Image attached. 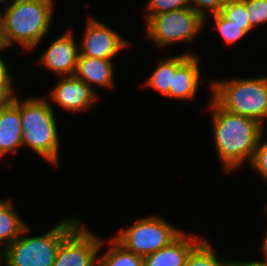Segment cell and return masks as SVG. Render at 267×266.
<instances>
[{
  "label": "cell",
  "instance_id": "obj_31",
  "mask_svg": "<svg viewBox=\"0 0 267 266\" xmlns=\"http://www.w3.org/2000/svg\"><path fill=\"white\" fill-rule=\"evenodd\" d=\"M16 1H21V0H11V2H10V3H12V2H16Z\"/></svg>",
  "mask_w": 267,
  "mask_h": 266
},
{
  "label": "cell",
  "instance_id": "obj_6",
  "mask_svg": "<svg viewBox=\"0 0 267 266\" xmlns=\"http://www.w3.org/2000/svg\"><path fill=\"white\" fill-rule=\"evenodd\" d=\"M182 232L161 216L150 215L137 219L113 238L126 250L145 257L166 247Z\"/></svg>",
  "mask_w": 267,
  "mask_h": 266
},
{
  "label": "cell",
  "instance_id": "obj_2",
  "mask_svg": "<svg viewBox=\"0 0 267 266\" xmlns=\"http://www.w3.org/2000/svg\"><path fill=\"white\" fill-rule=\"evenodd\" d=\"M5 6L0 12L2 46L8 48L17 42L27 51L34 49L52 23L53 0H21Z\"/></svg>",
  "mask_w": 267,
  "mask_h": 266
},
{
  "label": "cell",
  "instance_id": "obj_15",
  "mask_svg": "<svg viewBox=\"0 0 267 266\" xmlns=\"http://www.w3.org/2000/svg\"><path fill=\"white\" fill-rule=\"evenodd\" d=\"M112 59L87 57L79 54L74 76L85 82L91 89L93 85L105 88L114 86V66Z\"/></svg>",
  "mask_w": 267,
  "mask_h": 266
},
{
  "label": "cell",
  "instance_id": "obj_26",
  "mask_svg": "<svg viewBox=\"0 0 267 266\" xmlns=\"http://www.w3.org/2000/svg\"><path fill=\"white\" fill-rule=\"evenodd\" d=\"M12 85L13 83H0V111L10 106L16 98Z\"/></svg>",
  "mask_w": 267,
  "mask_h": 266
},
{
  "label": "cell",
  "instance_id": "obj_18",
  "mask_svg": "<svg viewBox=\"0 0 267 266\" xmlns=\"http://www.w3.org/2000/svg\"><path fill=\"white\" fill-rule=\"evenodd\" d=\"M176 72V56L163 59L155 71L148 77L145 82L146 86L157 90L161 95L169 94L172 86L173 74Z\"/></svg>",
  "mask_w": 267,
  "mask_h": 266
},
{
  "label": "cell",
  "instance_id": "obj_29",
  "mask_svg": "<svg viewBox=\"0 0 267 266\" xmlns=\"http://www.w3.org/2000/svg\"><path fill=\"white\" fill-rule=\"evenodd\" d=\"M264 242H262V247H261V250H262V254L264 255V259L267 260V232H266V235H265V238L263 239Z\"/></svg>",
  "mask_w": 267,
  "mask_h": 266
},
{
  "label": "cell",
  "instance_id": "obj_20",
  "mask_svg": "<svg viewBox=\"0 0 267 266\" xmlns=\"http://www.w3.org/2000/svg\"><path fill=\"white\" fill-rule=\"evenodd\" d=\"M215 29L219 31L226 44H234L247 35L253 28L251 26H237L226 19L220 12L214 13Z\"/></svg>",
  "mask_w": 267,
  "mask_h": 266
},
{
  "label": "cell",
  "instance_id": "obj_22",
  "mask_svg": "<svg viewBox=\"0 0 267 266\" xmlns=\"http://www.w3.org/2000/svg\"><path fill=\"white\" fill-rule=\"evenodd\" d=\"M188 0H149L146 4L147 16H155L160 13L184 9L189 7Z\"/></svg>",
  "mask_w": 267,
  "mask_h": 266
},
{
  "label": "cell",
  "instance_id": "obj_23",
  "mask_svg": "<svg viewBox=\"0 0 267 266\" xmlns=\"http://www.w3.org/2000/svg\"><path fill=\"white\" fill-rule=\"evenodd\" d=\"M246 13L252 28L267 23V0H246Z\"/></svg>",
  "mask_w": 267,
  "mask_h": 266
},
{
  "label": "cell",
  "instance_id": "obj_25",
  "mask_svg": "<svg viewBox=\"0 0 267 266\" xmlns=\"http://www.w3.org/2000/svg\"><path fill=\"white\" fill-rule=\"evenodd\" d=\"M190 7L193 8L197 13H199L207 21V10L212 14L221 11L224 5V0H188Z\"/></svg>",
  "mask_w": 267,
  "mask_h": 266
},
{
  "label": "cell",
  "instance_id": "obj_11",
  "mask_svg": "<svg viewBox=\"0 0 267 266\" xmlns=\"http://www.w3.org/2000/svg\"><path fill=\"white\" fill-rule=\"evenodd\" d=\"M79 54L74 34L68 30L47 47L39 62L59 76H72Z\"/></svg>",
  "mask_w": 267,
  "mask_h": 266
},
{
  "label": "cell",
  "instance_id": "obj_21",
  "mask_svg": "<svg viewBox=\"0 0 267 266\" xmlns=\"http://www.w3.org/2000/svg\"><path fill=\"white\" fill-rule=\"evenodd\" d=\"M220 13L232 24L237 26H251L247 19L246 0H228L225 1Z\"/></svg>",
  "mask_w": 267,
  "mask_h": 266
},
{
  "label": "cell",
  "instance_id": "obj_4",
  "mask_svg": "<svg viewBox=\"0 0 267 266\" xmlns=\"http://www.w3.org/2000/svg\"><path fill=\"white\" fill-rule=\"evenodd\" d=\"M212 100L222 109L255 119H267V76L212 81Z\"/></svg>",
  "mask_w": 267,
  "mask_h": 266
},
{
  "label": "cell",
  "instance_id": "obj_5",
  "mask_svg": "<svg viewBox=\"0 0 267 266\" xmlns=\"http://www.w3.org/2000/svg\"><path fill=\"white\" fill-rule=\"evenodd\" d=\"M79 222V218L70 217L58 222L43 235L20 236L2 251L0 266H53L62 239Z\"/></svg>",
  "mask_w": 267,
  "mask_h": 266
},
{
  "label": "cell",
  "instance_id": "obj_14",
  "mask_svg": "<svg viewBox=\"0 0 267 266\" xmlns=\"http://www.w3.org/2000/svg\"><path fill=\"white\" fill-rule=\"evenodd\" d=\"M22 126L20 117V100L0 111V158L6 153L16 154L22 143Z\"/></svg>",
  "mask_w": 267,
  "mask_h": 266
},
{
  "label": "cell",
  "instance_id": "obj_27",
  "mask_svg": "<svg viewBox=\"0 0 267 266\" xmlns=\"http://www.w3.org/2000/svg\"><path fill=\"white\" fill-rule=\"evenodd\" d=\"M5 47H1L0 50L4 49ZM8 67L5 61L0 56V83H13L12 82Z\"/></svg>",
  "mask_w": 267,
  "mask_h": 266
},
{
  "label": "cell",
  "instance_id": "obj_8",
  "mask_svg": "<svg viewBox=\"0 0 267 266\" xmlns=\"http://www.w3.org/2000/svg\"><path fill=\"white\" fill-rule=\"evenodd\" d=\"M79 222L61 241L53 266H96L106 243Z\"/></svg>",
  "mask_w": 267,
  "mask_h": 266
},
{
  "label": "cell",
  "instance_id": "obj_7",
  "mask_svg": "<svg viewBox=\"0 0 267 266\" xmlns=\"http://www.w3.org/2000/svg\"><path fill=\"white\" fill-rule=\"evenodd\" d=\"M146 36L159 47L192 42L206 25L205 19L190 6L146 17Z\"/></svg>",
  "mask_w": 267,
  "mask_h": 266
},
{
  "label": "cell",
  "instance_id": "obj_32",
  "mask_svg": "<svg viewBox=\"0 0 267 266\" xmlns=\"http://www.w3.org/2000/svg\"><path fill=\"white\" fill-rule=\"evenodd\" d=\"M2 47L1 37H0V48Z\"/></svg>",
  "mask_w": 267,
  "mask_h": 266
},
{
  "label": "cell",
  "instance_id": "obj_24",
  "mask_svg": "<svg viewBox=\"0 0 267 266\" xmlns=\"http://www.w3.org/2000/svg\"><path fill=\"white\" fill-rule=\"evenodd\" d=\"M263 136L264 134L262 133L249 165L267 182V139L263 141Z\"/></svg>",
  "mask_w": 267,
  "mask_h": 266
},
{
  "label": "cell",
  "instance_id": "obj_13",
  "mask_svg": "<svg viewBox=\"0 0 267 266\" xmlns=\"http://www.w3.org/2000/svg\"><path fill=\"white\" fill-rule=\"evenodd\" d=\"M201 240L182 232L166 247L143 257V266H185L189 253Z\"/></svg>",
  "mask_w": 267,
  "mask_h": 266
},
{
  "label": "cell",
  "instance_id": "obj_3",
  "mask_svg": "<svg viewBox=\"0 0 267 266\" xmlns=\"http://www.w3.org/2000/svg\"><path fill=\"white\" fill-rule=\"evenodd\" d=\"M52 108L46 97L33 96L20 101L22 143L57 167L60 135Z\"/></svg>",
  "mask_w": 267,
  "mask_h": 266
},
{
  "label": "cell",
  "instance_id": "obj_10",
  "mask_svg": "<svg viewBox=\"0 0 267 266\" xmlns=\"http://www.w3.org/2000/svg\"><path fill=\"white\" fill-rule=\"evenodd\" d=\"M50 93V100L72 112L91 109L98 100L97 94L85 82L74 75L61 76Z\"/></svg>",
  "mask_w": 267,
  "mask_h": 266
},
{
  "label": "cell",
  "instance_id": "obj_19",
  "mask_svg": "<svg viewBox=\"0 0 267 266\" xmlns=\"http://www.w3.org/2000/svg\"><path fill=\"white\" fill-rule=\"evenodd\" d=\"M209 239L203 238L189 253L185 266H229V261L215 254Z\"/></svg>",
  "mask_w": 267,
  "mask_h": 266
},
{
  "label": "cell",
  "instance_id": "obj_16",
  "mask_svg": "<svg viewBox=\"0 0 267 266\" xmlns=\"http://www.w3.org/2000/svg\"><path fill=\"white\" fill-rule=\"evenodd\" d=\"M13 208L10 200H0V248L3 250L29 230Z\"/></svg>",
  "mask_w": 267,
  "mask_h": 266
},
{
  "label": "cell",
  "instance_id": "obj_9",
  "mask_svg": "<svg viewBox=\"0 0 267 266\" xmlns=\"http://www.w3.org/2000/svg\"><path fill=\"white\" fill-rule=\"evenodd\" d=\"M79 47L80 55L102 59H112L129 45L121 35L92 16ZM128 44V45H127Z\"/></svg>",
  "mask_w": 267,
  "mask_h": 266
},
{
  "label": "cell",
  "instance_id": "obj_30",
  "mask_svg": "<svg viewBox=\"0 0 267 266\" xmlns=\"http://www.w3.org/2000/svg\"><path fill=\"white\" fill-rule=\"evenodd\" d=\"M3 3V5H6L8 2L7 0H0V4Z\"/></svg>",
  "mask_w": 267,
  "mask_h": 266
},
{
  "label": "cell",
  "instance_id": "obj_28",
  "mask_svg": "<svg viewBox=\"0 0 267 266\" xmlns=\"http://www.w3.org/2000/svg\"><path fill=\"white\" fill-rule=\"evenodd\" d=\"M229 266H267V260L263 259V260H259V261H242V262H238V261H232L229 260Z\"/></svg>",
  "mask_w": 267,
  "mask_h": 266
},
{
  "label": "cell",
  "instance_id": "obj_12",
  "mask_svg": "<svg viewBox=\"0 0 267 266\" xmlns=\"http://www.w3.org/2000/svg\"><path fill=\"white\" fill-rule=\"evenodd\" d=\"M196 55L183 53L176 56V72L173 74L168 98L190 100L195 97L199 89L200 69Z\"/></svg>",
  "mask_w": 267,
  "mask_h": 266
},
{
  "label": "cell",
  "instance_id": "obj_1",
  "mask_svg": "<svg viewBox=\"0 0 267 266\" xmlns=\"http://www.w3.org/2000/svg\"><path fill=\"white\" fill-rule=\"evenodd\" d=\"M208 107L212 113L215 148L225 172L231 173L244 162L250 163L264 126L255 119L220 108L213 100Z\"/></svg>",
  "mask_w": 267,
  "mask_h": 266
},
{
  "label": "cell",
  "instance_id": "obj_17",
  "mask_svg": "<svg viewBox=\"0 0 267 266\" xmlns=\"http://www.w3.org/2000/svg\"><path fill=\"white\" fill-rule=\"evenodd\" d=\"M107 244L110 247L103 255L97 256L96 266H143L142 256L126 250L113 237Z\"/></svg>",
  "mask_w": 267,
  "mask_h": 266
}]
</instances>
